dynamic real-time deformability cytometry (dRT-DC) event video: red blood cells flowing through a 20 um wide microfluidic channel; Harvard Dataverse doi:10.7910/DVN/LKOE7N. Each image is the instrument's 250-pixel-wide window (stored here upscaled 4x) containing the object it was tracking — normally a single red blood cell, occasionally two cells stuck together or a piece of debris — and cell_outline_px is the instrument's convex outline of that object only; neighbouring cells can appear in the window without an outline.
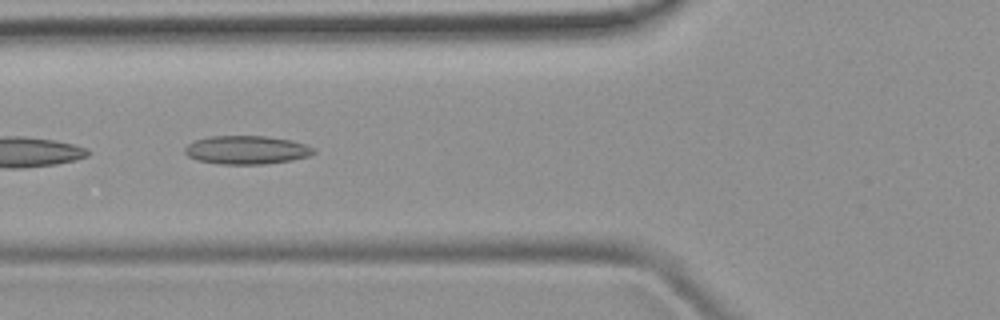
{"species": "common noctule bat (a hibernating species)", "species_latin": "Nyctalus noctula", "temperature_condition": "room temperature", "stored_images_in_passage": 7, "camera_frame_rate_fps": 3000, "um_per_image_px": 0.085, "animal": {"sex": "female", "body_mass_g": 19.9}, "frame": {"image": 1, "passage_image": 6, "time_ms": 5.667, "image_size_px": [1000, 320], "cell_outline_px": [[316, 152], [308, 156], [292, 160], [264, 164], [220, 164], [196, 160], [188, 156], [184, 152], [184, 148], [188, 144], [196, 140], [208, 136], [264, 136], [288, 140], [304, 144], [316, 148]], "centroid_in_image_um": [20.94, 12.75], "position_along_channel_um": 104.9, "area_um2": 21.33}}
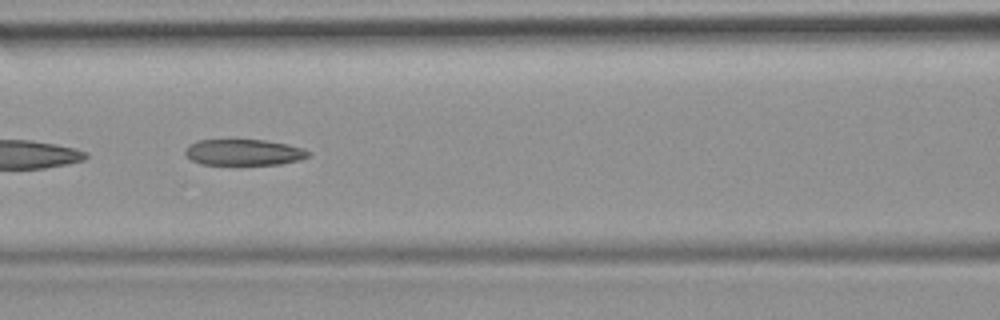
{"frame": {"image": 2, "passage_image": 7, "time_ms": 6.667, "image_size_px": [1000, 320], "cell_outline_px": [[312, 152], [308, 156], [300, 160], [280, 164], [200, 164], [192, 160], [184, 152], [188, 144], [196, 140], [228, 136], [264, 140], [288, 144]], "centroid_in_image_um": [20.65, 12.88], "position_along_channel_um": 146.0, "area_um2": 19.59}}